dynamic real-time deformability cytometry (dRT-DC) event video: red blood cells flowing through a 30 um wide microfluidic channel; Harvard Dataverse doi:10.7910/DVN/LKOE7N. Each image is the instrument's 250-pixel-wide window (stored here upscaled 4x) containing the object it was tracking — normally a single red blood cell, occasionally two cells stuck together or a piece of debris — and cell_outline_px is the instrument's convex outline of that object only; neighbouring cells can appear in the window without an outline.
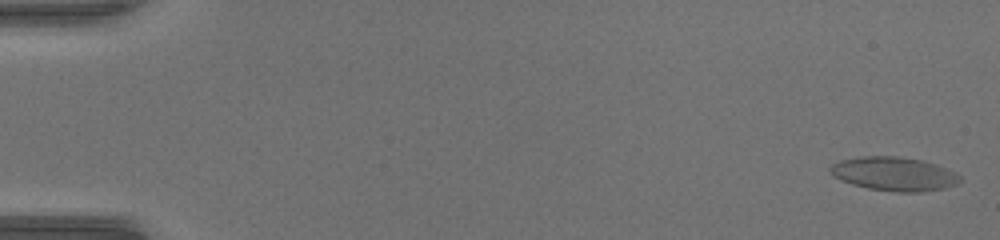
{"species": "common noctule bat (a hibernating species)", "species_latin": "Nyctalus noctula", "temperature_condition": "warm", "stored_images_in_passage": 52, "camera_frame_rate_fps": 3000, "um_per_image_px": 0.085, "animal": {"sex": "female", "body_mass_g": 17.0, "forearm_length_mm": 48.0}, "frame": {"image": 1, "passage_image": 2, "time_ms": 0.333, "image_size_px": [1000, 240], "cell_outline_px": [[960, 180], [956, 184], [944, 188], [920, 192], [896, 192], [868, 188], [852, 184], [836, 176], [828, 168], [832, 164], [840, 160], [864, 156], [896, 156], [920, 160], [944, 168], [960, 176]], "centroid_in_image_um": [75.97, 14.78], "position_along_channel_um": 9.0, "area_um2": 24.97}}
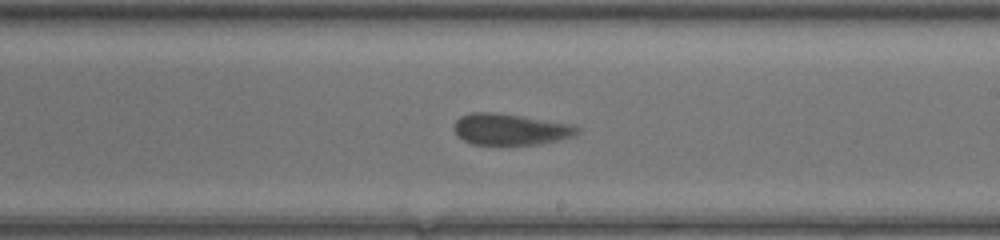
{"frame": {"image": 2, "passage_image": 32, "time_ms": 10.333, "image_size_px": [1000, 240], "cell_outline_px": [[580, 132], [576, 136], [560, 140], [540, 144], [472, 144], [456, 136], [456, 120], [460, 116], [472, 112], [492, 112], [520, 116], [572, 124], [580, 128]], "centroid_in_image_um": [43.43, 11.0], "position_along_channel_um": 245.6, "area_um2": 22.37}}
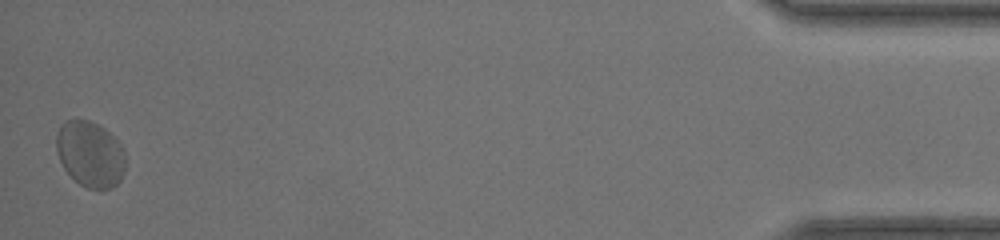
{"frame": {"image": 3, "passage_image": 52, "time_ms": 17.0, "image_size_px": [1000, 240], "cell_outline_px": [[124, 172], [120, 180], [112, 188], [88, 188], [80, 184], [64, 168], [60, 160], [56, 148], [56, 136], [60, 128], [68, 120], [88, 120], [104, 128], [120, 144], [124, 152]], "centroid_in_image_um": [7.67, 13.1], "position_along_channel_um": 427.5, "area_um2": 25.95}, "authors_computed_cell_mechanics": {"area_um2": 23.6691, "velocity_mm_per_s": 4.0705, "shape_relaxation_time_tau1_ms": null, "shape_relaxation_time_tau2_ms": 1.1455, "deformation_change_tau1": null, "deformation_change_tau2": 0.0719}}